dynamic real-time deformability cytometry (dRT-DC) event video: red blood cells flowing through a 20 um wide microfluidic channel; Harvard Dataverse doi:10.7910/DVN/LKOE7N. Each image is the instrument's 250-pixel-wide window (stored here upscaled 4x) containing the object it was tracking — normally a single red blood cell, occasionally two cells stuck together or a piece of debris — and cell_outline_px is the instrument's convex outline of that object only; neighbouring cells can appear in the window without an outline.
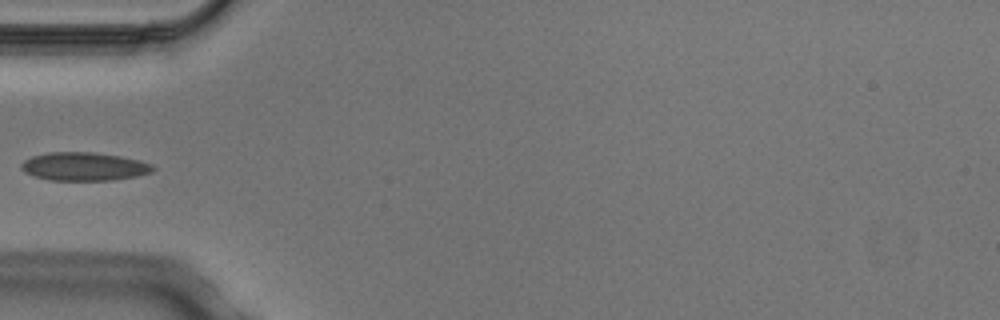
{"species": "Egyptian fruit bat (a non-hibernating species)", "species_latin": "Rousettus aegyptiacus", "temperature_condition": "cold", "stored_images_in_passage": 3, "camera_frame_rate_fps": 3000, "um_per_image_px": 0.085, "animal": {"sex": "male"}, "frame": {"image": 1, "passage_image": 3, "time_ms": 0.667, "image_size_px": [1000, 320], "cell_outline_px": [[156, 168], [152, 172], [136, 176], [112, 180], [52, 180], [36, 176], [24, 172], [20, 168], [20, 164], [24, 160], [32, 156], [48, 152], [92, 152], [120, 156], [140, 160], [152, 164]], "centroid_in_image_um": [7.15, 14.14], "position_along_channel_um": 77.8, "area_um2": 21.73}}